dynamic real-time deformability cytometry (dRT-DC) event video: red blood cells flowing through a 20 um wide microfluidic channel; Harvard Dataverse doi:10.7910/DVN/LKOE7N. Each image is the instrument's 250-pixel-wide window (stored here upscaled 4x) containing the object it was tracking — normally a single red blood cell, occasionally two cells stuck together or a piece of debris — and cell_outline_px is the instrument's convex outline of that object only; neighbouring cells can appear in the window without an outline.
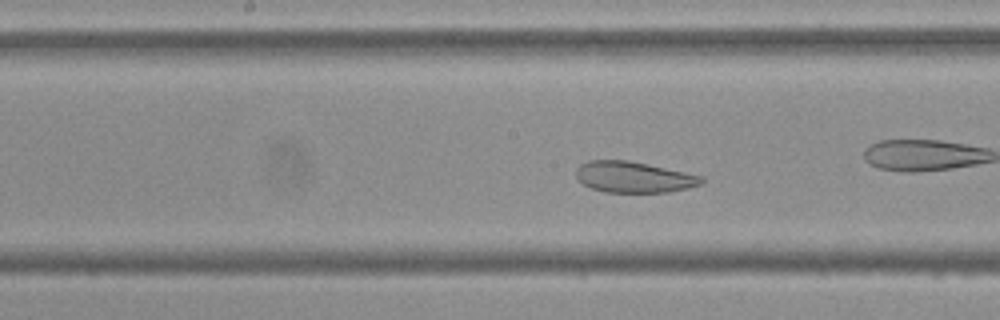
{"species": "Egyptian fruit bat (a non-hibernating species)", "species_latin": "Rousettus aegyptiacus", "temperature_condition": "cold", "stored_images_in_passage": 50, "camera_frame_rate_fps": 3000, "um_per_image_px": 0.085, "frame": {"image": 1, "passage_image": 22, "time_ms": 7.0, "image_size_px": [1000, 320], "cell_outline_px": [[704, 180], [700, 184], [688, 188], [668, 192], [604, 192], [592, 188], [576, 180], [576, 168], [580, 164], [588, 160], [628, 160], [648, 164], [704, 176]], "centroid_in_image_um": [53.84, 15.05], "position_along_channel_um": 194.4, "area_um2": 22.77}, "authors_computed_cell_mechanics": {"area_um2": 29.4491, "velocity_mm_per_s": 3.6277, "shape_relaxation_time_tau1_ms": null, "shape_relaxation_time_tau2_ms": 1.4917, "deformation_change_tau1": null, "deformation_change_tau2": 0.0743}}